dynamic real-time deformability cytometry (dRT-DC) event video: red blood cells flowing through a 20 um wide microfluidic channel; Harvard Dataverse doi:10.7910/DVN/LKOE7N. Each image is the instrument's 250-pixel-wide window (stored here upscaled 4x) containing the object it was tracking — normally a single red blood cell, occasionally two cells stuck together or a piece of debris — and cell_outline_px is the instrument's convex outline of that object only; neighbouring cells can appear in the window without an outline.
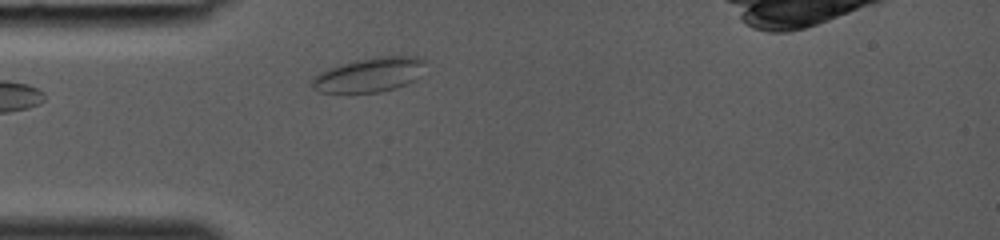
{"species": "common noctule bat (a hibernating species)", "species_latin": "Nyctalus noctula", "temperature_condition": "room temperature", "stored_images_in_passage": 26, "camera_frame_rate_fps": 3000, "um_per_image_px": 0.085, "animal": {"sex": "female", "body_mass_g": 19.0, "forearm_length_mm": 53.3}, "frame": {"image": 1, "passage_image": 1, "time_ms": 0.0, "image_size_px": [1000, 240], "cell_outline_px": [[424, 60], [420, 76], [408, 84], [396, 88], [380, 92], [320, 92], [312, 88], [308, 80], [312, 76], [328, 68], [340, 64], [356, 60], [376, 56], [420, 56]], "centroid_in_image_um": [31.35, 6.35], "position_along_channel_um": 53.6, "area_um2": 22.95}}
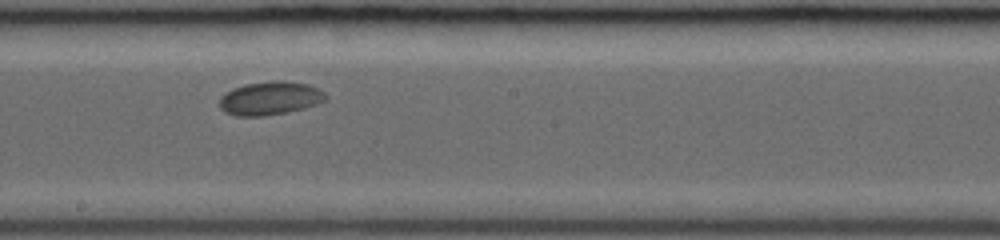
{"frame": {"image": 2, "passage_image": 12, "time_ms": 3.667, "image_size_px": [1000, 240], "cell_outline_px": [[328, 96], [324, 100], [316, 104], [304, 108], [288, 112], [264, 116], [236, 116], [224, 112], [220, 108], [220, 96], [224, 92], [232, 88], [244, 84], [276, 80], [284, 80], [308, 84], [324, 92]], "centroid_in_image_um": [22.92, 8.35], "position_along_channel_um": 225.3, "area_um2": 20.87}}
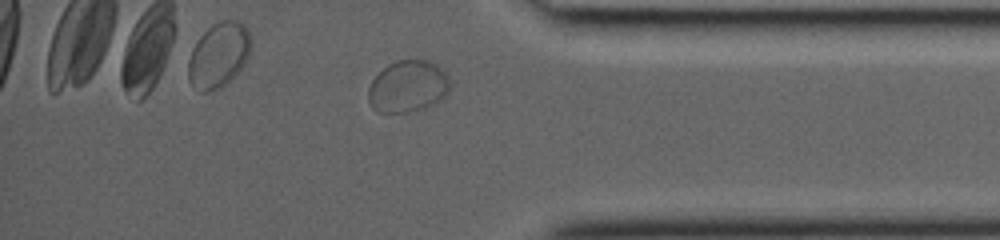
{"frame": {"image": 3, "passage_image": 23, "time_ms": 7.333, "image_size_px": [1000, 240], "cell_outline_px": [[452, 84], [448, 92], [436, 104], [416, 112], [376, 112], [372, 108], [368, 100], [368, 88], [372, 80], [388, 64], [396, 60], [428, 60], [436, 64], [452, 80]], "centroid_in_image_um": [34.7, 7.37], "position_along_channel_um": 400.5, "area_um2": 25.09}}